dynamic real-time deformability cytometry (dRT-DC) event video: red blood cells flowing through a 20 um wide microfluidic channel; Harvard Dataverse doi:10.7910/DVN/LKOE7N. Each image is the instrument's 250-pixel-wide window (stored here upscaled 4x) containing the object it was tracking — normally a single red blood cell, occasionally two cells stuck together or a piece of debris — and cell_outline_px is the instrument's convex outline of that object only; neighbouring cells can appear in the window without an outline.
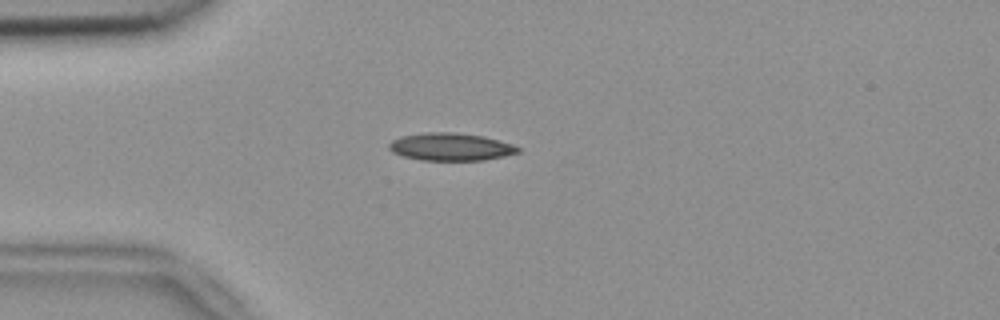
{"species": "common noctule bat (a hibernating species)", "species_latin": "Nyctalus noctula", "temperature_condition": "room temperature", "stored_images_in_passage": 42, "camera_frame_rate_fps": 3000, "um_per_image_px": 0.085, "animal": {"sex": "female", "body_mass_g": 18.4}, "frame": {"image": 1, "passage_image": 3, "time_ms": 0.667, "image_size_px": [1000, 320], "cell_outline_px": [[520, 152], [504, 156], [484, 160], [420, 160], [404, 156], [392, 152], [388, 148], [388, 144], [392, 140], [400, 136], [424, 132], [452, 132], [484, 136], [512, 144], [520, 148]], "centroid_in_image_um": [38.29, 12.47], "position_along_channel_um": 46.7, "area_um2": 20.81}}
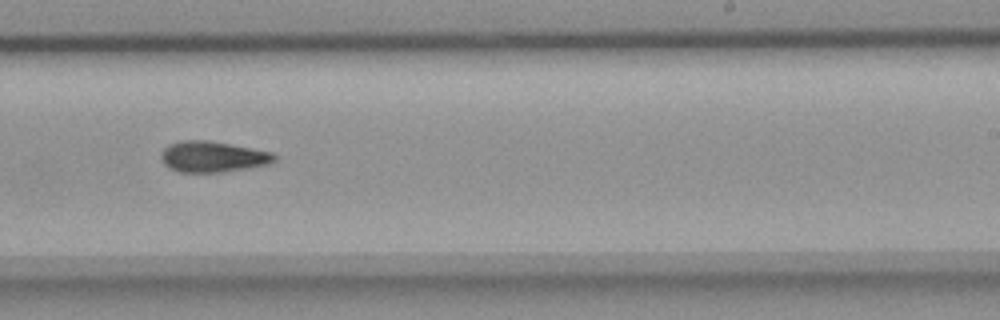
{"frame": {"image": 2, "passage_image": 22, "time_ms": 7.0, "image_size_px": [1000, 320], "cell_outline_px": [[276, 160], [268, 164], [248, 168], [224, 172], [180, 172], [168, 168], [164, 164], [160, 156], [160, 152], [168, 144], [180, 140], [208, 140], [272, 152], [276, 156]], "centroid_in_image_um": [18.04, 13.32], "position_along_channel_um": 271.0, "area_um2": 20.52}}
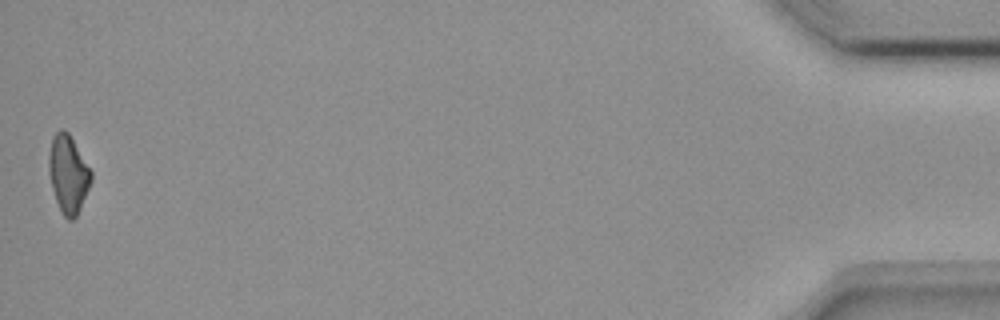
{"frame": {"image": 3, "passage_image": 42, "time_ms": 13.667, "image_size_px": [1000, 320], "cell_outline_px": [[92, 180], [80, 208], [76, 216], [72, 220], [68, 220], [64, 216], [56, 200], [52, 188], [48, 172], [48, 156], [52, 136], [60, 128], [64, 128], [68, 132], [92, 172]], "centroid_in_image_um": [5.78, 14.76], "position_along_channel_um": 429.4, "area_um2": 19.07}}